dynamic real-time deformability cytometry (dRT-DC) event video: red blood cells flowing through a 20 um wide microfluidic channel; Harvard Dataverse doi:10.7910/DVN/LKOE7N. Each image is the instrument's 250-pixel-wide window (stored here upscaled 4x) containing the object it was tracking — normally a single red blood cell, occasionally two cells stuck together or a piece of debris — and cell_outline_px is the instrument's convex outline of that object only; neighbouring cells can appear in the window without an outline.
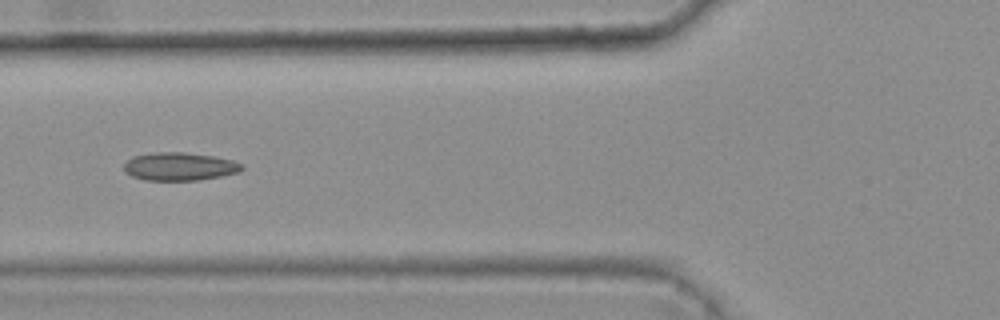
{"species": "common noctule bat (a hibernating species)", "species_latin": "Nyctalus noctula", "temperature_condition": "warm", "stored_images_in_passage": 6, "camera_frame_rate_fps": 3000, "um_per_image_px": 0.085, "animal": {"sex": "female", "body_mass_g": 25.1}, "frame": {"image": 1, "passage_image": 6, "time_ms": 1.667, "image_size_px": [1000, 320], "cell_outline_px": [[244, 168], [240, 172], [200, 180], [144, 180], [132, 176], [124, 172], [124, 164], [132, 156], [152, 152], [184, 152], [212, 156], [232, 160], [244, 164]], "centroid_in_image_um": [15.26, 14.15], "position_along_channel_um": 110.5, "area_um2": 19.42}}